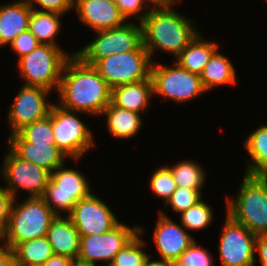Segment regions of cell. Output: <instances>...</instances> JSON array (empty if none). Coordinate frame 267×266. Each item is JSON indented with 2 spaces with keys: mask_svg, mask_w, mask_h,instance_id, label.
Masks as SVG:
<instances>
[{
  "mask_svg": "<svg viewBox=\"0 0 267 266\" xmlns=\"http://www.w3.org/2000/svg\"><path fill=\"white\" fill-rule=\"evenodd\" d=\"M57 93L61 108L97 118L111 102L112 89L93 65L75 54L64 65Z\"/></svg>",
  "mask_w": 267,
  "mask_h": 266,
  "instance_id": "obj_1",
  "label": "cell"
},
{
  "mask_svg": "<svg viewBox=\"0 0 267 266\" xmlns=\"http://www.w3.org/2000/svg\"><path fill=\"white\" fill-rule=\"evenodd\" d=\"M181 0H168L165 4L151 7L142 26L143 45L151 60L155 51L173 55L174 59L200 32L193 20L174 9Z\"/></svg>",
  "mask_w": 267,
  "mask_h": 266,
  "instance_id": "obj_2",
  "label": "cell"
},
{
  "mask_svg": "<svg viewBox=\"0 0 267 266\" xmlns=\"http://www.w3.org/2000/svg\"><path fill=\"white\" fill-rule=\"evenodd\" d=\"M236 197L225 198V212L256 236L267 235V176L244 175Z\"/></svg>",
  "mask_w": 267,
  "mask_h": 266,
  "instance_id": "obj_3",
  "label": "cell"
},
{
  "mask_svg": "<svg viewBox=\"0 0 267 266\" xmlns=\"http://www.w3.org/2000/svg\"><path fill=\"white\" fill-rule=\"evenodd\" d=\"M56 216L42 197H26L19 203L14 199L2 238L14 248L20 242L44 237Z\"/></svg>",
  "mask_w": 267,
  "mask_h": 266,
  "instance_id": "obj_4",
  "label": "cell"
},
{
  "mask_svg": "<svg viewBox=\"0 0 267 266\" xmlns=\"http://www.w3.org/2000/svg\"><path fill=\"white\" fill-rule=\"evenodd\" d=\"M75 54L76 51L68 53L62 47L40 44L17 61L19 77L24 80L22 85L39 86L57 92L64 65Z\"/></svg>",
  "mask_w": 267,
  "mask_h": 266,
  "instance_id": "obj_5",
  "label": "cell"
},
{
  "mask_svg": "<svg viewBox=\"0 0 267 266\" xmlns=\"http://www.w3.org/2000/svg\"><path fill=\"white\" fill-rule=\"evenodd\" d=\"M150 77L153 83V95L170 99L176 104L190 102L207 93L200 76L185 70L176 61L170 66L154 60Z\"/></svg>",
  "mask_w": 267,
  "mask_h": 266,
  "instance_id": "obj_6",
  "label": "cell"
},
{
  "mask_svg": "<svg viewBox=\"0 0 267 266\" xmlns=\"http://www.w3.org/2000/svg\"><path fill=\"white\" fill-rule=\"evenodd\" d=\"M63 164L51 172L42 198L57 215H68L75 204L93 191L84 173Z\"/></svg>",
  "mask_w": 267,
  "mask_h": 266,
  "instance_id": "obj_7",
  "label": "cell"
},
{
  "mask_svg": "<svg viewBox=\"0 0 267 266\" xmlns=\"http://www.w3.org/2000/svg\"><path fill=\"white\" fill-rule=\"evenodd\" d=\"M76 111L52 105V127L56 146L70 159L81 162V158L95 146L94 135ZM85 154V155H84Z\"/></svg>",
  "mask_w": 267,
  "mask_h": 266,
  "instance_id": "obj_8",
  "label": "cell"
},
{
  "mask_svg": "<svg viewBox=\"0 0 267 266\" xmlns=\"http://www.w3.org/2000/svg\"><path fill=\"white\" fill-rule=\"evenodd\" d=\"M94 39L83 48L76 50L85 63L94 65L99 59L113 54H122L137 50L143 44L141 23L126 22L118 28L96 31Z\"/></svg>",
  "mask_w": 267,
  "mask_h": 266,
  "instance_id": "obj_9",
  "label": "cell"
},
{
  "mask_svg": "<svg viewBox=\"0 0 267 266\" xmlns=\"http://www.w3.org/2000/svg\"><path fill=\"white\" fill-rule=\"evenodd\" d=\"M153 61L144 45L137 50L99 59L93 66L111 89L150 78Z\"/></svg>",
  "mask_w": 267,
  "mask_h": 266,
  "instance_id": "obj_10",
  "label": "cell"
},
{
  "mask_svg": "<svg viewBox=\"0 0 267 266\" xmlns=\"http://www.w3.org/2000/svg\"><path fill=\"white\" fill-rule=\"evenodd\" d=\"M139 232V225L129 227L120 222L109 232L99 235H80L76 264L82 266L110 265L120 250ZM104 262V263H103Z\"/></svg>",
  "mask_w": 267,
  "mask_h": 266,
  "instance_id": "obj_11",
  "label": "cell"
},
{
  "mask_svg": "<svg viewBox=\"0 0 267 266\" xmlns=\"http://www.w3.org/2000/svg\"><path fill=\"white\" fill-rule=\"evenodd\" d=\"M7 149L0 169L1 179L6 182L4 187L10 191L14 199L19 200L17 195L21 190L28 193L27 197H42L51 173L34 163L22 160Z\"/></svg>",
  "mask_w": 267,
  "mask_h": 266,
  "instance_id": "obj_12",
  "label": "cell"
},
{
  "mask_svg": "<svg viewBox=\"0 0 267 266\" xmlns=\"http://www.w3.org/2000/svg\"><path fill=\"white\" fill-rule=\"evenodd\" d=\"M224 221L217 245L221 266H255L257 236L227 214Z\"/></svg>",
  "mask_w": 267,
  "mask_h": 266,
  "instance_id": "obj_13",
  "label": "cell"
},
{
  "mask_svg": "<svg viewBox=\"0 0 267 266\" xmlns=\"http://www.w3.org/2000/svg\"><path fill=\"white\" fill-rule=\"evenodd\" d=\"M17 92L7 111L10 135L49 115L54 104L47 99L52 91L43 87L22 85Z\"/></svg>",
  "mask_w": 267,
  "mask_h": 266,
  "instance_id": "obj_14",
  "label": "cell"
},
{
  "mask_svg": "<svg viewBox=\"0 0 267 266\" xmlns=\"http://www.w3.org/2000/svg\"><path fill=\"white\" fill-rule=\"evenodd\" d=\"M68 216L80 235L103 234L120 223L112 208L93 192L79 200Z\"/></svg>",
  "mask_w": 267,
  "mask_h": 266,
  "instance_id": "obj_15",
  "label": "cell"
},
{
  "mask_svg": "<svg viewBox=\"0 0 267 266\" xmlns=\"http://www.w3.org/2000/svg\"><path fill=\"white\" fill-rule=\"evenodd\" d=\"M157 216L152 239L159 255L157 257L174 263L195 241V238L180 223L169 218L163 210L160 209Z\"/></svg>",
  "mask_w": 267,
  "mask_h": 266,
  "instance_id": "obj_16",
  "label": "cell"
},
{
  "mask_svg": "<svg viewBox=\"0 0 267 266\" xmlns=\"http://www.w3.org/2000/svg\"><path fill=\"white\" fill-rule=\"evenodd\" d=\"M73 10L92 32L118 28L127 22L117 5L105 0H74Z\"/></svg>",
  "mask_w": 267,
  "mask_h": 266,
  "instance_id": "obj_17",
  "label": "cell"
},
{
  "mask_svg": "<svg viewBox=\"0 0 267 266\" xmlns=\"http://www.w3.org/2000/svg\"><path fill=\"white\" fill-rule=\"evenodd\" d=\"M8 148L22 160L34 163L50 173L62 166L67 156L57 147L49 144H32L18 132L8 135ZM66 159V160H65Z\"/></svg>",
  "mask_w": 267,
  "mask_h": 266,
  "instance_id": "obj_18",
  "label": "cell"
},
{
  "mask_svg": "<svg viewBox=\"0 0 267 266\" xmlns=\"http://www.w3.org/2000/svg\"><path fill=\"white\" fill-rule=\"evenodd\" d=\"M31 13L28 0L0 5V48L9 46L19 34L29 30Z\"/></svg>",
  "mask_w": 267,
  "mask_h": 266,
  "instance_id": "obj_19",
  "label": "cell"
},
{
  "mask_svg": "<svg viewBox=\"0 0 267 266\" xmlns=\"http://www.w3.org/2000/svg\"><path fill=\"white\" fill-rule=\"evenodd\" d=\"M46 237L54 255L77 259L80 249V234L68 215H57L51 222Z\"/></svg>",
  "mask_w": 267,
  "mask_h": 266,
  "instance_id": "obj_20",
  "label": "cell"
},
{
  "mask_svg": "<svg viewBox=\"0 0 267 266\" xmlns=\"http://www.w3.org/2000/svg\"><path fill=\"white\" fill-rule=\"evenodd\" d=\"M152 98L153 83L151 77L140 82L114 87L111 94V102L115 106L139 114L148 109Z\"/></svg>",
  "mask_w": 267,
  "mask_h": 266,
  "instance_id": "obj_21",
  "label": "cell"
},
{
  "mask_svg": "<svg viewBox=\"0 0 267 266\" xmlns=\"http://www.w3.org/2000/svg\"><path fill=\"white\" fill-rule=\"evenodd\" d=\"M101 117H105L104 123L106 122L105 125L111 137L117 139L135 138L144 126L141 114L119 108L112 102L105 107Z\"/></svg>",
  "mask_w": 267,
  "mask_h": 266,
  "instance_id": "obj_22",
  "label": "cell"
},
{
  "mask_svg": "<svg viewBox=\"0 0 267 266\" xmlns=\"http://www.w3.org/2000/svg\"><path fill=\"white\" fill-rule=\"evenodd\" d=\"M235 66L220 53L219 49L212 55L200 74L204 89L209 92L218 86H236L237 74Z\"/></svg>",
  "mask_w": 267,
  "mask_h": 266,
  "instance_id": "obj_23",
  "label": "cell"
},
{
  "mask_svg": "<svg viewBox=\"0 0 267 266\" xmlns=\"http://www.w3.org/2000/svg\"><path fill=\"white\" fill-rule=\"evenodd\" d=\"M219 48L218 43L207 40L199 32L174 61L185 70L200 76L207 62Z\"/></svg>",
  "mask_w": 267,
  "mask_h": 266,
  "instance_id": "obj_24",
  "label": "cell"
},
{
  "mask_svg": "<svg viewBox=\"0 0 267 266\" xmlns=\"http://www.w3.org/2000/svg\"><path fill=\"white\" fill-rule=\"evenodd\" d=\"M242 146L250 157L245 158L244 163L247 164L244 173L267 176V125L263 123L251 131Z\"/></svg>",
  "mask_w": 267,
  "mask_h": 266,
  "instance_id": "obj_25",
  "label": "cell"
},
{
  "mask_svg": "<svg viewBox=\"0 0 267 266\" xmlns=\"http://www.w3.org/2000/svg\"><path fill=\"white\" fill-rule=\"evenodd\" d=\"M13 251L15 266H43L54 255L46 236L20 242Z\"/></svg>",
  "mask_w": 267,
  "mask_h": 266,
  "instance_id": "obj_26",
  "label": "cell"
},
{
  "mask_svg": "<svg viewBox=\"0 0 267 266\" xmlns=\"http://www.w3.org/2000/svg\"><path fill=\"white\" fill-rule=\"evenodd\" d=\"M62 14L55 12L38 11L32 9L29 19V30L41 44H50L60 47L56 42L62 30Z\"/></svg>",
  "mask_w": 267,
  "mask_h": 266,
  "instance_id": "obj_27",
  "label": "cell"
},
{
  "mask_svg": "<svg viewBox=\"0 0 267 266\" xmlns=\"http://www.w3.org/2000/svg\"><path fill=\"white\" fill-rule=\"evenodd\" d=\"M177 184L182 188L192 190H202L206 183V176L204 167L196 161L182 160L178 161L175 165H166Z\"/></svg>",
  "mask_w": 267,
  "mask_h": 266,
  "instance_id": "obj_28",
  "label": "cell"
},
{
  "mask_svg": "<svg viewBox=\"0 0 267 266\" xmlns=\"http://www.w3.org/2000/svg\"><path fill=\"white\" fill-rule=\"evenodd\" d=\"M145 227L139 226V232L120 250L111 262V266H144L150 254L145 252V241L142 236Z\"/></svg>",
  "mask_w": 267,
  "mask_h": 266,
  "instance_id": "obj_29",
  "label": "cell"
},
{
  "mask_svg": "<svg viewBox=\"0 0 267 266\" xmlns=\"http://www.w3.org/2000/svg\"><path fill=\"white\" fill-rule=\"evenodd\" d=\"M204 200L206 199H202L179 214V222L187 231H200L211 226L210 224L214 221L213 207Z\"/></svg>",
  "mask_w": 267,
  "mask_h": 266,
  "instance_id": "obj_30",
  "label": "cell"
},
{
  "mask_svg": "<svg viewBox=\"0 0 267 266\" xmlns=\"http://www.w3.org/2000/svg\"><path fill=\"white\" fill-rule=\"evenodd\" d=\"M18 133L32 144L56 146L52 127V107L49 115L31 124L25 125Z\"/></svg>",
  "mask_w": 267,
  "mask_h": 266,
  "instance_id": "obj_31",
  "label": "cell"
},
{
  "mask_svg": "<svg viewBox=\"0 0 267 266\" xmlns=\"http://www.w3.org/2000/svg\"><path fill=\"white\" fill-rule=\"evenodd\" d=\"M149 180V188L154 196L162 199L164 205L170 199L173 192L177 189V184L173 178L170 169L167 166L161 165L156 168Z\"/></svg>",
  "mask_w": 267,
  "mask_h": 266,
  "instance_id": "obj_32",
  "label": "cell"
},
{
  "mask_svg": "<svg viewBox=\"0 0 267 266\" xmlns=\"http://www.w3.org/2000/svg\"><path fill=\"white\" fill-rule=\"evenodd\" d=\"M203 195L202 190H192L177 186V189L164 206L166 210L170 206L172 212L179 214L201 201Z\"/></svg>",
  "mask_w": 267,
  "mask_h": 266,
  "instance_id": "obj_33",
  "label": "cell"
},
{
  "mask_svg": "<svg viewBox=\"0 0 267 266\" xmlns=\"http://www.w3.org/2000/svg\"><path fill=\"white\" fill-rule=\"evenodd\" d=\"M214 257L195 241L173 263V266H213Z\"/></svg>",
  "mask_w": 267,
  "mask_h": 266,
  "instance_id": "obj_34",
  "label": "cell"
},
{
  "mask_svg": "<svg viewBox=\"0 0 267 266\" xmlns=\"http://www.w3.org/2000/svg\"><path fill=\"white\" fill-rule=\"evenodd\" d=\"M116 5L127 22L132 17L141 22L153 7L147 0H117Z\"/></svg>",
  "mask_w": 267,
  "mask_h": 266,
  "instance_id": "obj_35",
  "label": "cell"
},
{
  "mask_svg": "<svg viewBox=\"0 0 267 266\" xmlns=\"http://www.w3.org/2000/svg\"><path fill=\"white\" fill-rule=\"evenodd\" d=\"M28 2L34 10L55 12L63 16L74 9V0H28Z\"/></svg>",
  "mask_w": 267,
  "mask_h": 266,
  "instance_id": "obj_36",
  "label": "cell"
},
{
  "mask_svg": "<svg viewBox=\"0 0 267 266\" xmlns=\"http://www.w3.org/2000/svg\"><path fill=\"white\" fill-rule=\"evenodd\" d=\"M40 44L41 43L30 32V30H27L19 34L9 46L13 53L17 54L18 58H21L29 54Z\"/></svg>",
  "mask_w": 267,
  "mask_h": 266,
  "instance_id": "obj_37",
  "label": "cell"
},
{
  "mask_svg": "<svg viewBox=\"0 0 267 266\" xmlns=\"http://www.w3.org/2000/svg\"><path fill=\"white\" fill-rule=\"evenodd\" d=\"M13 201L14 197L10 191L4 185L0 186V238L6 232Z\"/></svg>",
  "mask_w": 267,
  "mask_h": 266,
  "instance_id": "obj_38",
  "label": "cell"
},
{
  "mask_svg": "<svg viewBox=\"0 0 267 266\" xmlns=\"http://www.w3.org/2000/svg\"><path fill=\"white\" fill-rule=\"evenodd\" d=\"M0 242V266H14L13 248L3 238Z\"/></svg>",
  "mask_w": 267,
  "mask_h": 266,
  "instance_id": "obj_39",
  "label": "cell"
},
{
  "mask_svg": "<svg viewBox=\"0 0 267 266\" xmlns=\"http://www.w3.org/2000/svg\"><path fill=\"white\" fill-rule=\"evenodd\" d=\"M256 253L261 266H267V235L257 236L255 243V254Z\"/></svg>",
  "mask_w": 267,
  "mask_h": 266,
  "instance_id": "obj_40",
  "label": "cell"
},
{
  "mask_svg": "<svg viewBox=\"0 0 267 266\" xmlns=\"http://www.w3.org/2000/svg\"><path fill=\"white\" fill-rule=\"evenodd\" d=\"M76 261L61 255H52L43 266H75Z\"/></svg>",
  "mask_w": 267,
  "mask_h": 266,
  "instance_id": "obj_41",
  "label": "cell"
},
{
  "mask_svg": "<svg viewBox=\"0 0 267 266\" xmlns=\"http://www.w3.org/2000/svg\"><path fill=\"white\" fill-rule=\"evenodd\" d=\"M152 255L150 254L149 258L146 260L144 266H173V263L164 261V260H153L151 257Z\"/></svg>",
  "mask_w": 267,
  "mask_h": 266,
  "instance_id": "obj_42",
  "label": "cell"
},
{
  "mask_svg": "<svg viewBox=\"0 0 267 266\" xmlns=\"http://www.w3.org/2000/svg\"><path fill=\"white\" fill-rule=\"evenodd\" d=\"M152 6H159L165 4L168 0H147Z\"/></svg>",
  "mask_w": 267,
  "mask_h": 266,
  "instance_id": "obj_43",
  "label": "cell"
},
{
  "mask_svg": "<svg viewBox=\"0 0 267 266\" xmlns=\"http://www.w3.org/2000/svg\"><path fill=\"white\" fill-rule=\"evenodd\" d=\"M105 1H108V2H111V3L116 4V1H117V0H105Z\"/></svg>",
  "mask_w": 267,
  "mask_h": 266,
  "instance_id": "obj_44",
  "label": "cell"
}]
</instances>
